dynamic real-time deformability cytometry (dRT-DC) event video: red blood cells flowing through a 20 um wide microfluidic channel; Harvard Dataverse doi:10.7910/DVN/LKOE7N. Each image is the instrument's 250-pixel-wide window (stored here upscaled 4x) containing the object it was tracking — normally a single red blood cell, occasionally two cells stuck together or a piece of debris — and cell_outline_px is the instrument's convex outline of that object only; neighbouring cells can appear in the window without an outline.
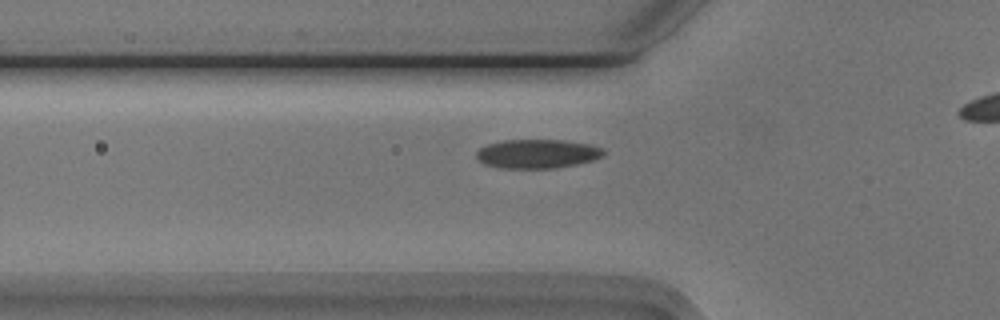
{"species": "Egyptian fruit bat (a non-hibernating species)", "species_latin": "Rousettus aegyptiacus", "temperature_condition": "cold", "stored_images_in_passage": 34, "camera_frame_rate_fps": 3000, "um_per_image_px": 0.085, "animal": {"sex": "male"}, "frame": {"image": 1, "passage_image": 6, "time_ms": 1.667, "image_size_px": [1000, 320], "cell_outline_px": [[604, 156], [592, 160], [576, 164], [556, 168], [504, 168], [484, 164], [476, 156], [476, 152], [480, 148], [488, 144], [504, 140], [564, 140], [588, 144], [604, 148]], "centroid_in_image_um": [45.69, 13.07], "position_along_channel_um": 80.1, "area_um2": 21.39}}
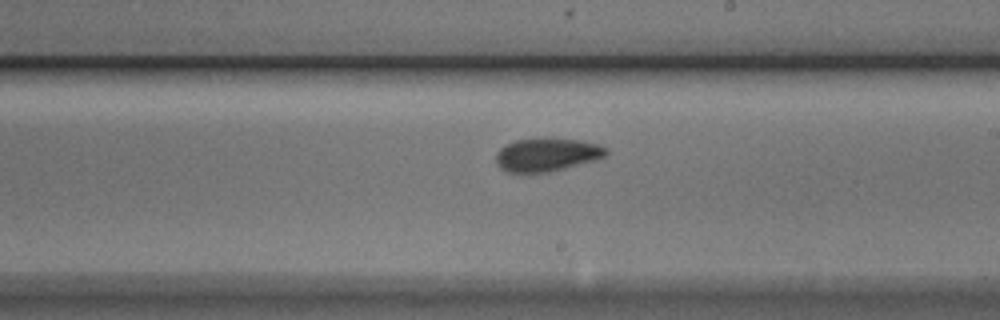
{"frame": {"image": 2, "passage_image": 19, "time_ms": 6.0, "image_size_px": [1000, 320], "cell_outline_px": [[608, 152], [604, 156], [596, 160], [548, 172], [504, 172], [496, 164], [496, 152], [500, 148], [516, 140], [548, 136], [580, 140], [596, 144], [608, 148]], "centroid_in_image_um": [46.47, 13.12], "position_along_channel_um": 242.5, "area_um2": 21.68}}
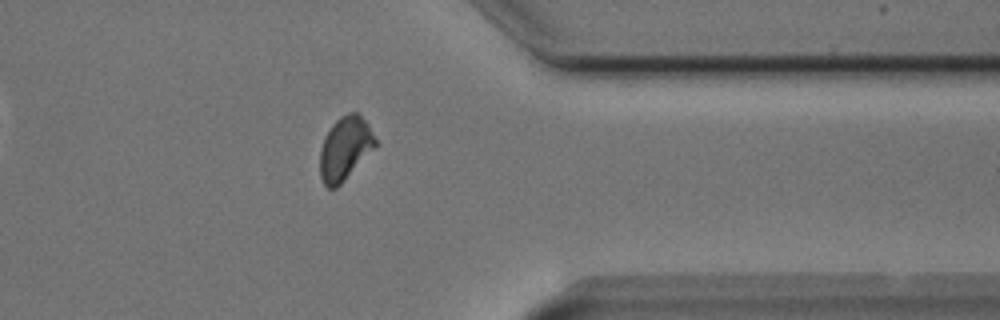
{"frame": {"image": 3, "passage_image": 31, "time_ms": 10.0, "image_size_px": [1000, 320], "cell_outline_px": [[376, 144], [344, 180], [336, 188], [328, 188], [324, 184], [320, 176], [320, 148], [332, 124], [340, 116], [348, 112], [360, 112], [368, 124], [376, 140]], "centroid_in_image_um": [29.3, 12.58], "position_along_channel_um": 382.1, "area_um2": 20.06}}